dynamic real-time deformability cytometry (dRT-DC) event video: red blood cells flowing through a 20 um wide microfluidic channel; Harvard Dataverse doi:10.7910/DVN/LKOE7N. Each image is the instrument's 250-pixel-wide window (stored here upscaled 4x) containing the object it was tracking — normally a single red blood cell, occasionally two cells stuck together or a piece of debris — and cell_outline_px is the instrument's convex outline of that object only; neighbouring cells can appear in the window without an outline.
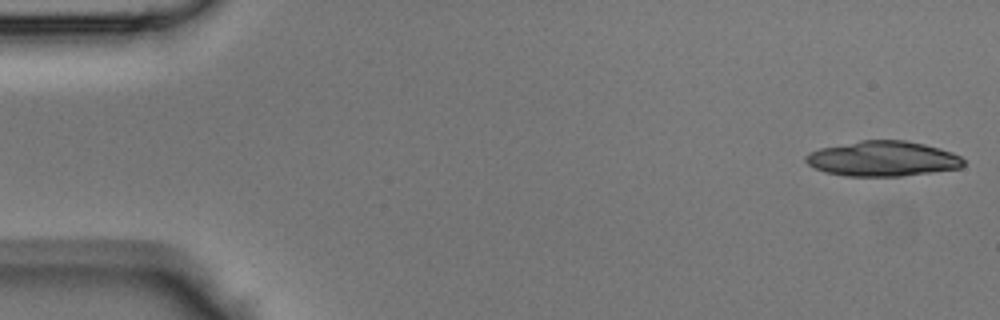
{"species": "Egyptian fruit bat (a non-hibernating species)", "species_latin": "Rousettus aegyptiacus", "temperature_condition": "room temperature", "stored_images_in_passage": 18, "camera_frame_rate_fps": 3000, "um_per_image_px": 0.085, "animal": {"sex": "male"}, "frame": {"image": 1, "passage_image": 1, "time_ms": 0.0, "image_size_px": [1000, 320], "cell_outline_px": [[964, 164], [960, 168], [932, 172], [900, 176], [844, 176], [824, 172], [808, 164], [804, 160], [804, 156], [808, 152], [820, 148], [860, 140], [904, 140], [924, 144], [940, 148], [952, 152], [960, 156], [964, 160]], "centroid_in_image_um": [75.01, 13.49], "position_along_channel_um": 10.0, "area_um2": 32.43}}